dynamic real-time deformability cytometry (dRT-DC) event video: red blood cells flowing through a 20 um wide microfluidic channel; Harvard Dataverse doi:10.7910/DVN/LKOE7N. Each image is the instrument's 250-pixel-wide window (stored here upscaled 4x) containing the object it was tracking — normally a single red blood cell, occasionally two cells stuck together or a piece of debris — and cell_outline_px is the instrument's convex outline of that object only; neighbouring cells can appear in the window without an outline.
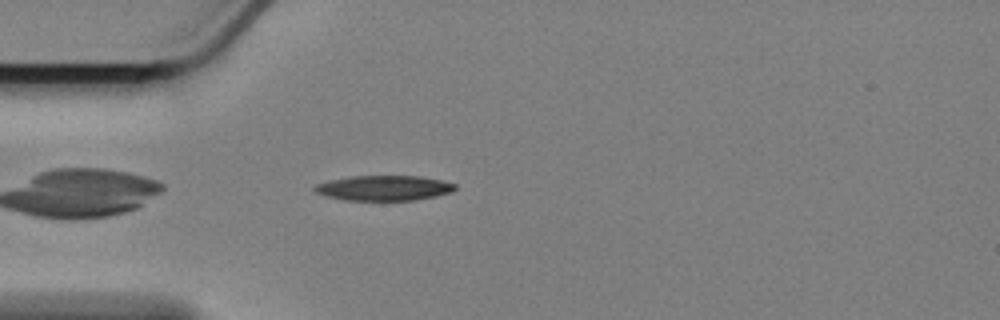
{"species": "Egyptian fruit bat (a non-hibernating species)", "species_latin": "Rousettus aegyptiacus", "temperature_condition": "cold", "stored_images_in_passage": 46, "camera_frame_rate_fps": 3000, "um_per_image_px": 0.085, "animal": {"sex": "female"}, "frame": {"image": 1, "passage_image": 3, "time_ms": 0.667, "image_size_px": [1000, 320], "cell_outline_px": [[456, 188], [448, 192], [436, 196], [412, 200], [344, 200], [324, 196], [316, 192], [312, 188], [316, 184], [328, 180], [352, 176], [420, 176], [440, 180], [456, 184]], "centroid_in_image_um": [32.57, 15.98], "position_along_channel_um": 52.4, "area_um2": 20.46}}
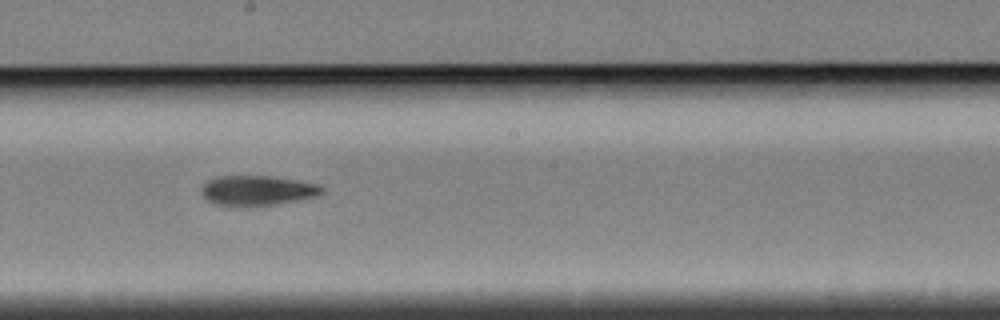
{"frame": {"image": 2, "passage_image": 19, "time_ms": 6.0, "image_size_px": [1000, 320], "cell_outline_px": [[324, 192], [316, 196], [296, 200], [272, 204], [216, 204], [208, 200], [200, 192], [200, 188], [208, 180], [216, 176], [272, 176], [320, 184], [324, 188]], "centroid_in_image_um": [21.89, 16.15], "position_along_channel_um": 226.3, "area_um2": 20.46}}
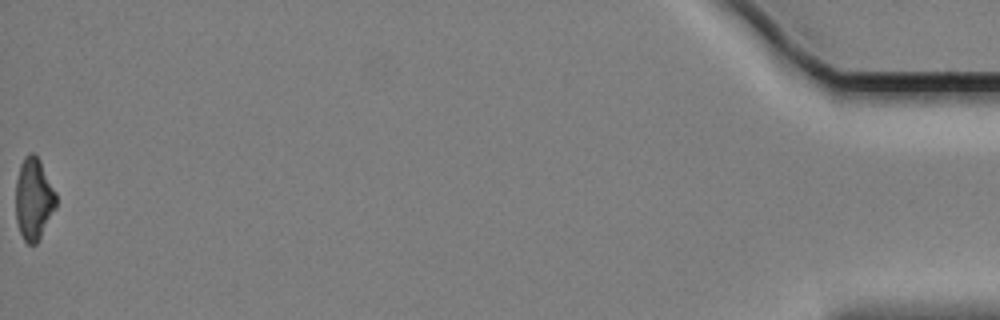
{"frame": {"image": 3, "passage_image": 46, "time_ms": 15.0, "image_size_px": [1000, 320], "cell_outline_px": [[56, 208], [36, 244], [28, 244], [24, 240], [20, 232], [16, 220], [16, 180], [20, 164], [24, 156], [32, 152], [40, 160], [56, 192]], "centroid_in_image_um": [2.86, 16.9], "position_along_channel_um": 432.3, "area_um2": 19.25}, "authors_computed_cell_mechanics": {"area_um2": 20.4612, "velocity_mm_per_s": 3.3886, "shape_relaxation_time_tau1_ms": 4.4517, "shape_relaxation_time_tau2_ms": 6.9315, "deformation_change_tau1": 0.159, "deformation_change_tau2": 0.1716}}